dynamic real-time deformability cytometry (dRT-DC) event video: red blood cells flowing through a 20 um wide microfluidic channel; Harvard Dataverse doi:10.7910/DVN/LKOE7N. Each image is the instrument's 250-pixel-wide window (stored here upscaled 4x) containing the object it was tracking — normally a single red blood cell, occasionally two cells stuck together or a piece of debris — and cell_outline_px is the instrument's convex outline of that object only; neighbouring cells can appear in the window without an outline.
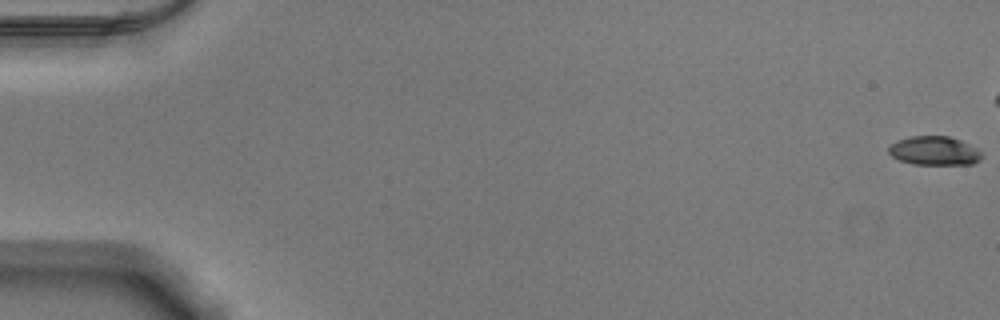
{"species": "Egyptian fruit bat (a non-hibernating species)", "species_latin": "Rousettus aegyptiacus", "temperature_condition": "warm", "stored_images_in_passage": 45, "camera_frame_rate_fps": 3000, "um_per_image_px": 0.085, "animal": {"sex": "male"}, "frame": {"image": 1, "passage_image": 1, "time_ms": 0.0, "image_size_px": [1000, 320], "cell_outline_px": [[980, 160], [972, 164], [916, 164], [900, 160], [892, 156], [888, 152], [888, 148], [896, 140], [908, 136], [948, 136], [960, 140], [976, 148], [980, 152]], "centroid_in_image_um": [79.38, 12.8], "position_along_channel_um": 5.6, "area_um2": 15.49}}
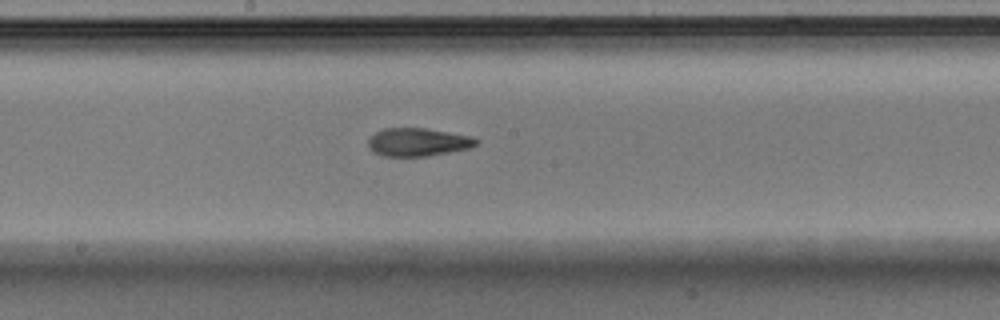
{"frame": {"image": 2, "passage_image": 30, "time_ms": 9.667, "image_size_px": [1000, 320], "cell_outline_px": [[480, 140], [476, 144], [468, 148], [428, 156], [380, 156], [372, 152], [368, 148], [368, 140], [376, 132], [384, 128], [424, 128], [472, 136]], "centroid_in_image_um": [35.49, 12.08], "position_along_channel_um": 212.7, "area_um2": 17.69}}
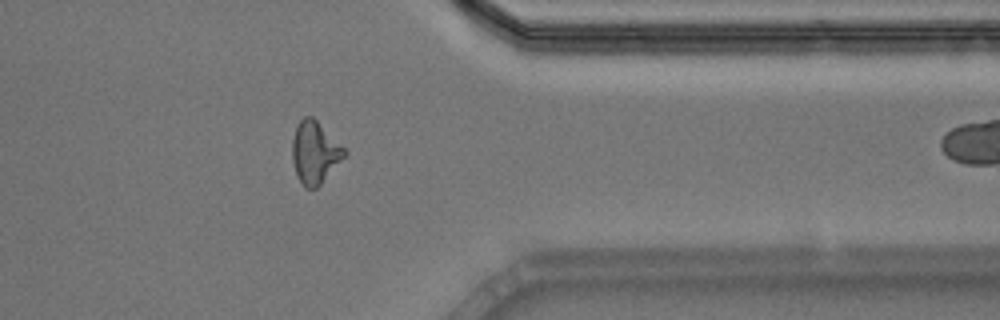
{"frame": {"image": 3, "passage_image": 44, "time_ms": 14.333, "image_size_px": [1000, 320], "cell_outline_px": [[348, 152], [320, 184], [316, 188], [308, 188], [296, 176], [292, 160], [292, 140], [296, 124], [304, 116], [312, 116]], "centroid_in_image_um": [26.72, 12.93], "position_along_channel_um": 384.7, "area_um2": 18.55}}